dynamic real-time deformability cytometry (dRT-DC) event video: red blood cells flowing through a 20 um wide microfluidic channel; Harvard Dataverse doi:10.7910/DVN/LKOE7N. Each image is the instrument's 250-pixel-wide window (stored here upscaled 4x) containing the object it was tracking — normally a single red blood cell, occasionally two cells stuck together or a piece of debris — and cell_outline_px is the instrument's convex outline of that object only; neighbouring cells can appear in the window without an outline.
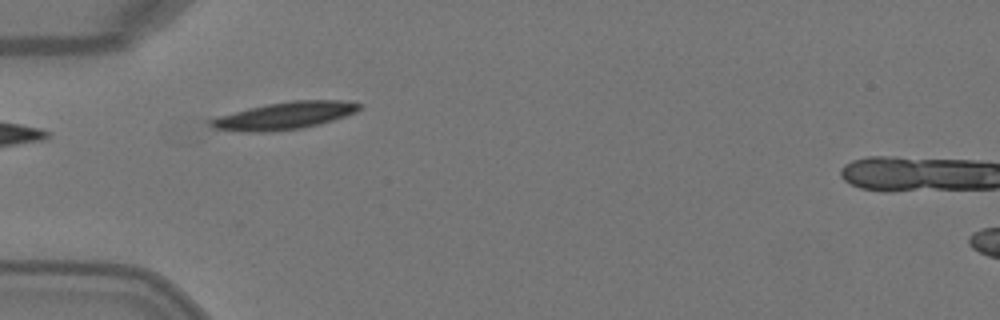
{"species": "Egyptian fruit bat (a non-hibernating species)", "species_latin": "Rousettus aegyptiacus", "temperature_condition": "warm", "stored_images_in_passage": 3, "camera_frame_rate_fps": 3000, "um_per_image_px": 0.085, "animal": {"sex": "female"}, "frame": {"image": 1, "passage_image": 1, "time_ms": 0.0, "image_size_px": [1000, 320], "cell_outline_px": [[364, 104], [356, 112], [320, 124], [304, 128], [268, 132], [244, 132], [212, 128], [204, 124], [204, 120], [216, 116], [248, 108], [268, 104], [292, 100], [344, 100]], "centroid_in_image_um": [24.1, 9.84], "position_along_channel_um": 60.9, "area_um2": 24.1}}
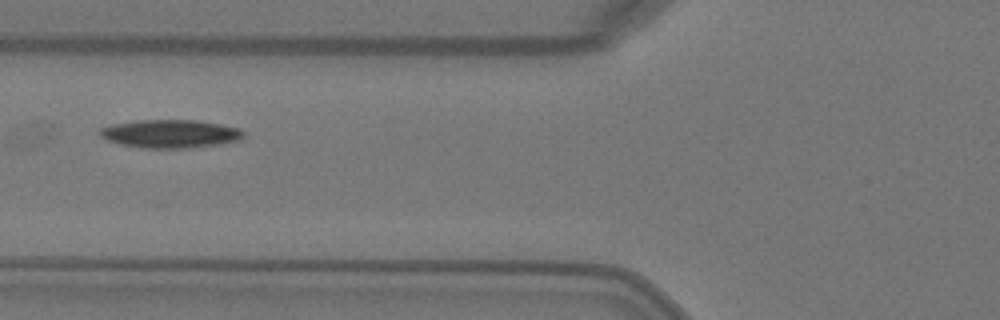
{"frame": {"image": 2, "passage_image": 2, "time_ms": 0.333, "image_size_px": [1000, 320], "cell_outline_px": [[244, 136], [240, 140], [220, 144], [188, 148], [140, 148], [120, 144], [108, 140], [100, 136], [96, 132], [100, 128], [112, 124], [136, 120], [196, 120], [220, 124], [240, 128], [244, 132]], "centroid_in_image_um": [14.45, 11.37], "position_along_channel_um": 111.3, "area_um2": 23.87}}